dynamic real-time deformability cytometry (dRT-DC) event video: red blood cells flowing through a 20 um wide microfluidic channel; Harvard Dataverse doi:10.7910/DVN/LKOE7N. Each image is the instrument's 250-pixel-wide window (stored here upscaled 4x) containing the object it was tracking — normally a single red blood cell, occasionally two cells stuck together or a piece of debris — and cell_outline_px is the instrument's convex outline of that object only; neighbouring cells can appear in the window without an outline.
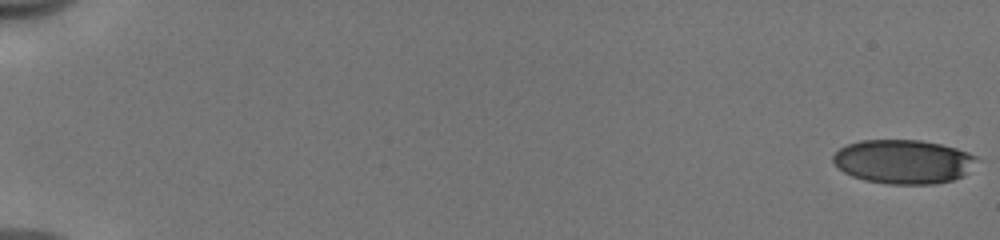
{"species": "human", "species_latin": "Homo sapiens", "temperature_condition": "cold", "stored_images_in_passage": 54, "camera_frame_rate_fps": 3000, "um_per_image_px": 0.085, "donor": {"sex": "male"}, "frame": {"image": 1, "passage_image": 1, "time_ms": 0.0, "image_size_px": [1000, 240], "cell_outline_px": [[976, 156], [964, 176], [952, 180], [936, 184], [888, 184], [864, 180], [852, 176], [844, 172], [832, 160], [832, 156], [840, 148], [848, 144], [860, 140], [920, 140], [940, 144], [956, 148], [968, 152]], "centroid_in_image_um": [76.75, 13.74], "position_along_channel_um": 8.3, "area_um2": 36.59}}
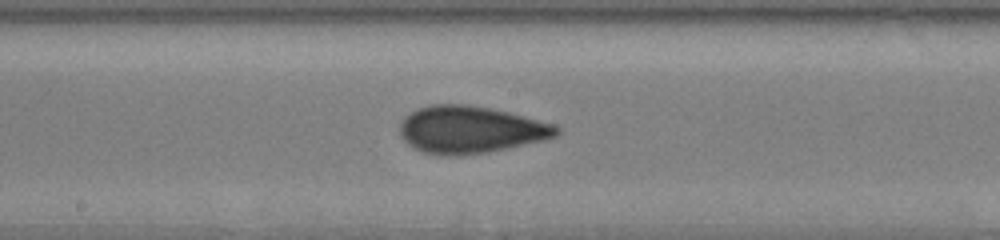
{"frame": {"image": 2, "passage_image": 31, "time_ms": 10.0, "image_size_px": [1000, 240], "cell_outline_px": [[560, 132], [556, 136], [540, 140], [488, 152], [452, 156], [444, 156], [424, 152], [412, 148], [404, 140], [400, 132], [400, 124], [404, 116], [416, 108], [432, 104], [464, 104], [488, 108], [508, 112], [552, 124], [560, 128]], "centroid_in_image_um": [39.91, 11.02], "position_along_channel_um": 208.3, "area_um2": 42.71}}
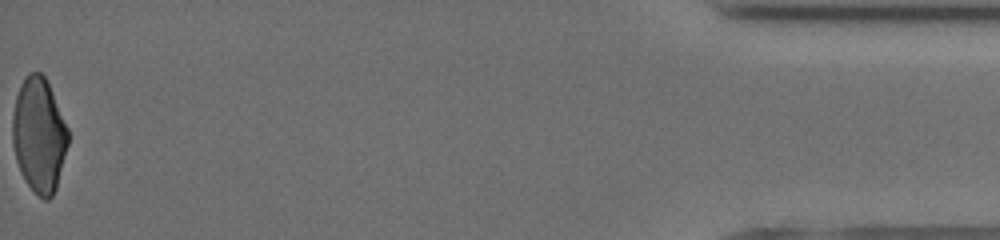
{"frame": {"image": 3, "passage_image": 54, "time_ms": 17.667, "image_size_px": [1000, 240], "cell_outline_px": [[68, 144], [56, 188], [52, 196], [48, 200], [44, 200], [24, 180], [20, 172], [16, 160], [12, 144], [12, 116], [16, 96], [20, 84], [24, 76], [28, 72], [40, 72], [44, 76], [48, 84], [68, 128]], "centroid_in_image_um": [3.29, 11.47], "position_along_channel_um": 431.9, "area_um2": 37.05}, "authors_computed_cell_mechanics": {"area_um2": 40.5467, "velocity_mm_per_s": 3.994, "shape_relaxation_time_tau1_ms": null, "shape_relaxation_time_tau2_ms": 0.9961, "deformation_change_tau1": null, "deformation_change_tau2": 0.0713}}